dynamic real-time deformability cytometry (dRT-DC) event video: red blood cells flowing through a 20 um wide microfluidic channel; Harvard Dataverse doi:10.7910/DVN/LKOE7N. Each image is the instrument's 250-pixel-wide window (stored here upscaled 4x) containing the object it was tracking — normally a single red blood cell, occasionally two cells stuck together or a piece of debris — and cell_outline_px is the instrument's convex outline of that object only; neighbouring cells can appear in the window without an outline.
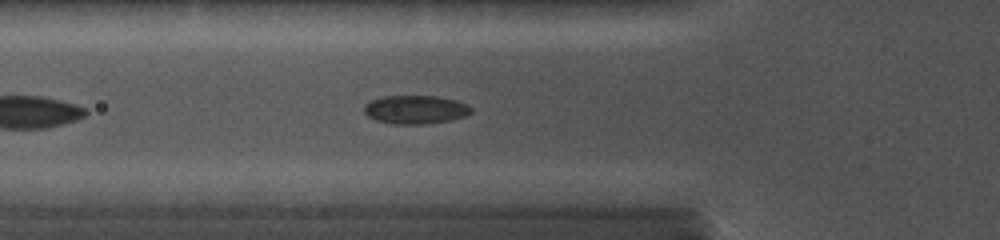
{"species": "common noctule bat (a hibernating species)", "species_latin": "Nyctalus noctula", "temperature_condition": "cold", "stored_images_in_passage": 59, "camera_frame_rate_fps": 5000, "um_per_image_px": 0.085, "animal": {"sex": "female", "body_mass_g": 19.0, "forearm_length_mm": 56.7}, "frame": {"image": 1, "passage_image": 12, "time_ms": 2.2, "image_size_px": [1000, 240], "cell_outline_px": [[472, 112], [464, 116], [448, 120], [424, 124], [392, 124], [376, 120], [368, 116], [364, 112], [364, 104], [380, 96], [436, 96], [456, 100], [468, 104], [472, 108]], "centroid_in_image_um": [35.3, 9.31], "position_along_channel_um": 90.5, "area_um2": 17.8}}
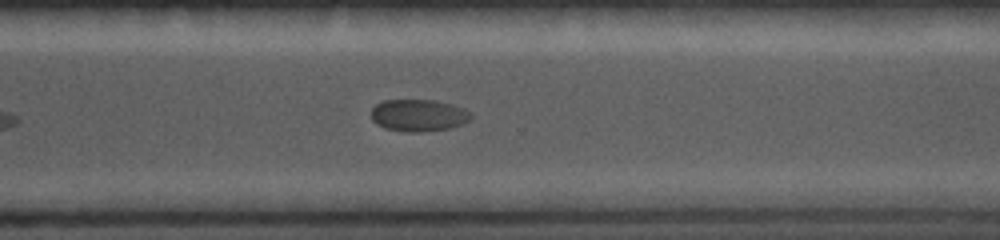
{"frame": {"image": 2, "passage_image": 43, "time_ms": 8.4, "image_size_px": [1000, 240], "cell_outline_px": [[472, 120], [464, 124], [452, 128], [420, 132], [404, 132], [384, 128], [376, 124], [372, 120], [372, 108], [376, 104], [384, 100], [436, 100], [452, 104], [464, 108], [472, 112]], "centroid_in_image_um": [35.62, 9.81], "position_along_channel_um": 335.0, "area_um2": 19.02}}
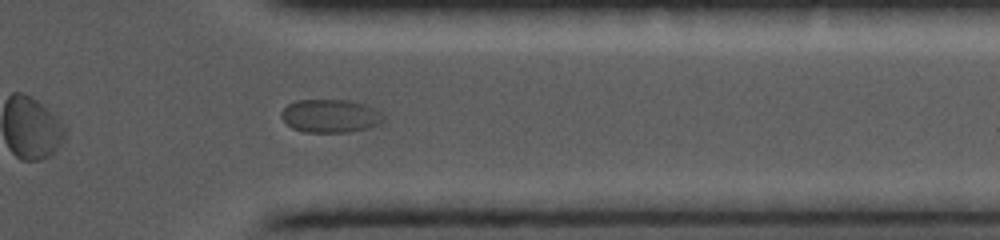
{"frame": {"image": 3, "passage_image": 49, "time_ms": 9.6, "image_size_px": [1000, 240], "cell_outline_px": [[384, 120], [380, 124], [368, 128], [348, 132], [304, 132], [292, 128], [280, 116], [280, 112], [288, 104], [296, 100], [348, 100], [364, 104], [376, 108], [384, 116]], "centroid_in_image_um": [28.09, 9.85], "position_along_channel_um": 383.3, "area_um2": 19.88}}